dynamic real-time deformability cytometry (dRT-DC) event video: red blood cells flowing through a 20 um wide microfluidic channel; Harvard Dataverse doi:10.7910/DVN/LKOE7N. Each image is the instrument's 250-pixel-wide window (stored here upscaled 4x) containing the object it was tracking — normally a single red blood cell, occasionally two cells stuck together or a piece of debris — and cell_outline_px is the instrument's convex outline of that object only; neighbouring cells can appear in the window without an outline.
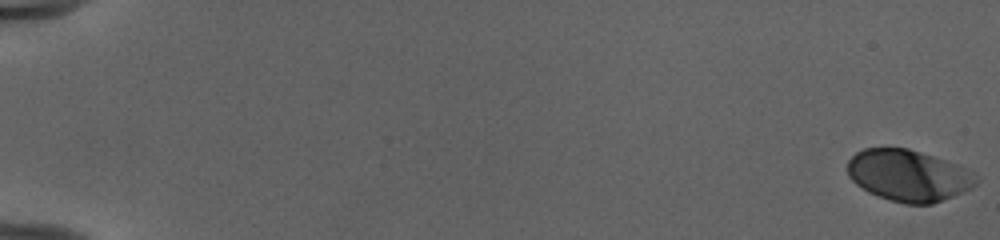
{"species": "human", "species_latin": "Homo sapiens", "temperature_condition": "cold", "stored_images_in_passage": 54, "camera_frame_rate_fps": 3000, "um_per_image_px": 0.085, "donor": {"sex": "female"}, "frame": {"image": 1, "passage_image": 1, "time_ms": 0.0, "image_size_px": [1000, 240], "cell_outline_px": [[976, 184], [972, 188], [932, 204], [908, 204], [892, 200], [868, 192], [856, 184], [848, 176], [848, 160], [856, 152], [864, 148], [908, 148], [956, 164], [972, 172], [976, 176]], "centroid_in_image_um": [77.19, 14.91], "position_along_channel_um": 7.8, "area_um2": 38.15}}
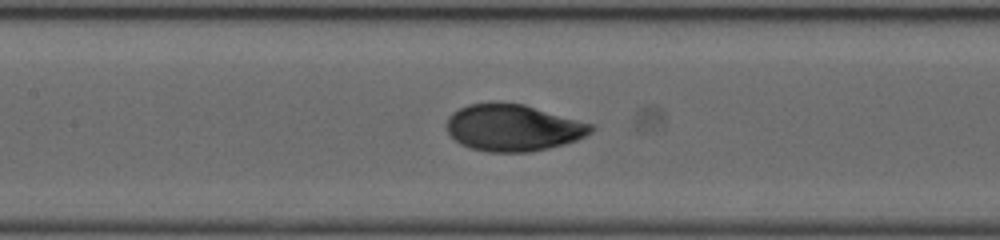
{"frame": {"image": 2, "passage_image": 28, "time_ms": 9.0, "image_size_px": [1000, 240], "cell_outline_px": [[596, 128], [592, 132], [576, 140], [564, 144], [548, 148], [528, 152], [488, 152], [472, 148], [460, 144], [448, 132], [448, 116], [452, 112], [468, 104], [492, 100], [496, 100], [524, 104], [592, 124]], "centroid_in_image_um": [43.6, 10.83], "position_along_channel_um": 163.8, "area_um2": 39.59}}
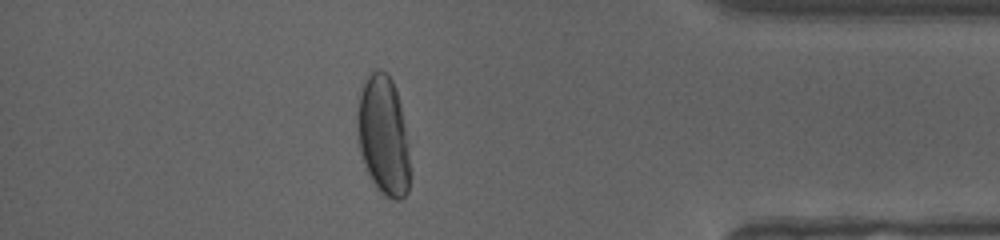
{"frame": {"image": 3, "passage_image": 48, "time_ms": 15.667, "image_size_px": [1000, 240], "cell_outline_px": [[408, 192], [400, 200], [392, 200], [384, 196], [380, 192], [372, 180], [364, 164], [360, 152], [356, 132], [356, 112], [360, 88], [368, 76], [376, 68], [380, 68], [388, 72], [392, 80], [400, 104], [408, 144]], "centroid_in_image_um": [32.54, 11.49], "position_along_channel_um": 402.7, "area_um2": 36.82}, "authors_computed_cell_mechanics": {"area_um2": 38.9283, "velocity_mm_per_s": 3.9765, "shape_relaxation_time_tau1_ms": 3.115, "shape_relaxation_time_tau2_ms": null, "deformation_change_tau1": 0.1719, "deformation_change_tau2": null}}